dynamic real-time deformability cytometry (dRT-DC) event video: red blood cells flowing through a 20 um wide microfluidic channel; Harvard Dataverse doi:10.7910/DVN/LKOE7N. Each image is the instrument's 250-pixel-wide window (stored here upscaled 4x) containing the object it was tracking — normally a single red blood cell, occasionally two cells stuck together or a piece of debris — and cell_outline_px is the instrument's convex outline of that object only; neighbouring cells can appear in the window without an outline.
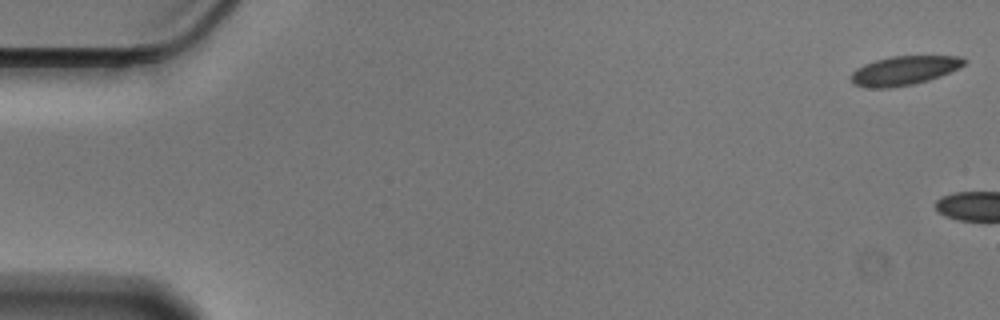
{"species": "Egyptian fruit bat (a non-hibernating species)", "species_latin": "Rousettus aegyptiacus", "temperature_condition": "cold", "stored_images_in_passage": 7, "camera_frame_rate_fps": 3000, "um_per_image_px": 0.085, "animal": {"sex": "male"}, "frame": {"image": 1, "passage_image": 1, "time_ms": 0.0, "image_size_px": [1000, 320], "cell_outline_px": [[968, 60], [960, 68], [940, 76], [928, 80], [912, 84], [888, 88], [872, 88], [852, 84], [848, 76], [856, 68], [864, 64], [876, 60], [892, 56], [960, 56]], "centroid_in_image_um": [76.83, 5.99], "position_along_channel_um": 8.2, "area_um2": 19.25}}